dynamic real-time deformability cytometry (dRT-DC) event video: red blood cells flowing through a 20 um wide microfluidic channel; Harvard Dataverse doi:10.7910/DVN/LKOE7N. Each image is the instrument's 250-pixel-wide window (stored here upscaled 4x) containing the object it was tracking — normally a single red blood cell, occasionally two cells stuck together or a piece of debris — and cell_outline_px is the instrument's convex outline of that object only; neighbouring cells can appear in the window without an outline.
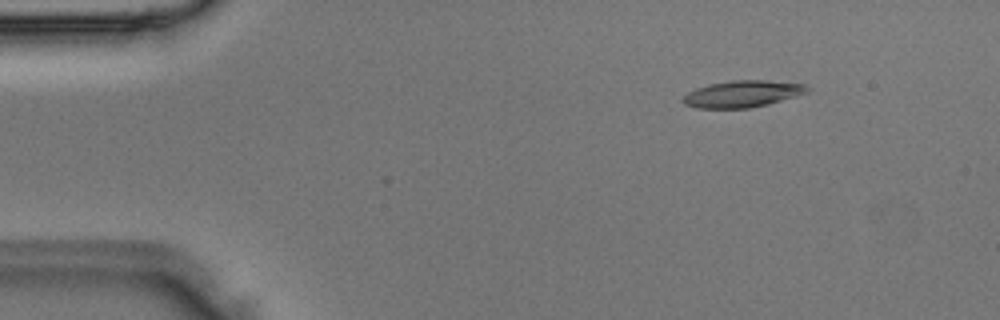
{"species": "Egyptian fruit bat (a non-hibernating species)", "species_latin": "Rousettus aegyptiacus", "temperature_condition": "room temperature", "stored_images_in_passage": 49, "camera_frame_rate_fps": 3000, "um_per_image_px": 0.085, "animal": {"sex": "male"}, "frame": {"image": 1, "passage_image": 7, "time_ms": 2.0, "image_size_px": [1000, 320], "cell_outline_px": [[812, 88], [808, 92], [796, 96], [768, 104], [748, 108], [696, 108], [684, 104], [680, 100], [688, 92], [696, 88], [708, 84], [732, 80], [768, 80], [804, 84]], "centroid_in_image_um": [63.11, 7.98], "position_along_channel_um": 21.9, "area_um2": 19.48}}
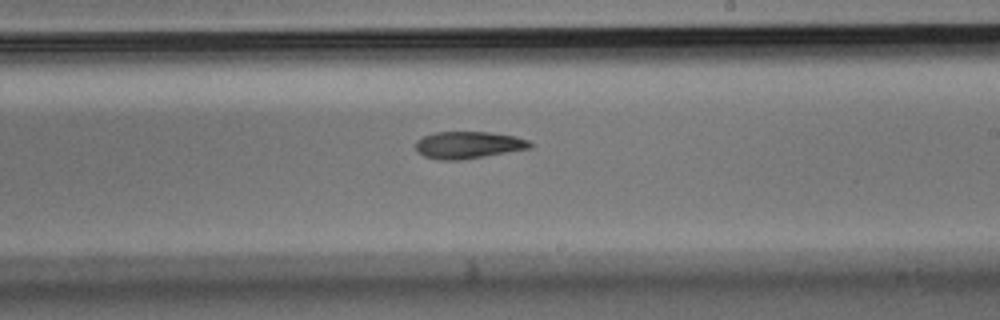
{"frame": {"image": 2, "passage_image": 29, "time_ms": 9.333, "image_size_px": [1000, 320], "cell_outline_px": [[532, 148], [460, 160], [440, 160], [424, 156], [416, 152], [416, 140], [424, 136], [436, 132], [488, 132], [516, 136], [528, 140], [532, 144]], "centroid_in_image_um": [39.8, 12.32], "position_along_channel_um": 249.2, "area_um2": 18.03}}
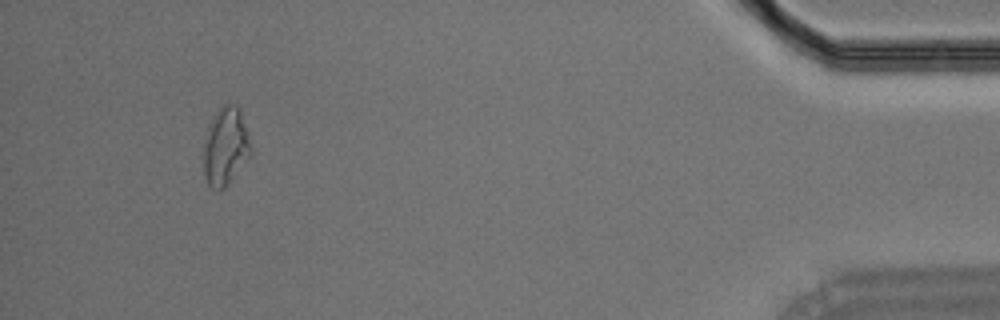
{"frame": {"image": 3, "passage_image": 46, "time_ms": 15.0, "image_size_px": [1000, 320], "cell_outline_px": [[252, 156], [224, 188], [212, 188], [208, 184], [204, 176], [204, 136], [208, 124], [220, 108], [224, 104], [236, 104], [240, 108], [252, 148]], "centroid_in_image_um": [19.18, 12.44], "position_along_channel_um": 416.0, "area_um2": 21.62}}